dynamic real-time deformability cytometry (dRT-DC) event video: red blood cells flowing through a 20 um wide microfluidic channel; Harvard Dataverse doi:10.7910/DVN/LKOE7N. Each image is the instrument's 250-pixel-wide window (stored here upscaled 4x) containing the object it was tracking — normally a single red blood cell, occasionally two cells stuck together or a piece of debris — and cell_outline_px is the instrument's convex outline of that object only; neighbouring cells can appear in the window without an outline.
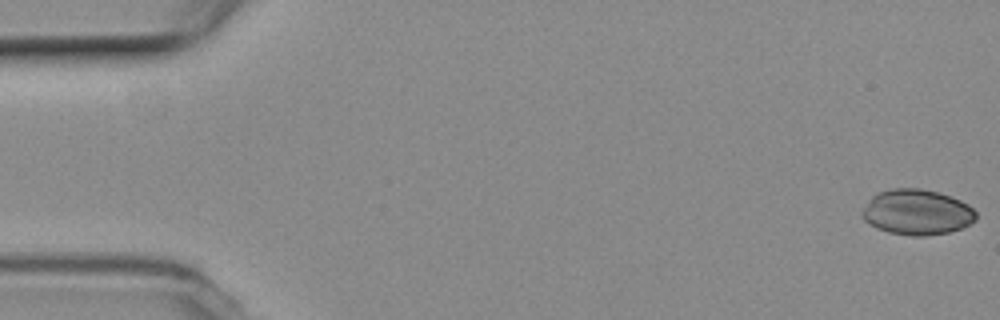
{"species": "common noctule bat (a hibernating species)", "species_latin": "Nyctalus noctula", "temperature_condition": "room temperature", "stored_images_in_passage": 54, "camera_frame_rate_fps": 3000, "um_per_image_px": 0.085, "animal": {"sex": "female", "body_mass_g": 19.3, "forearm_length_mm": 54.1}, "frame": {"image": 1, "passage_image": 1, "time_ms": 0.0, "image_size_px": [1000, 320], "cell_outline_px": [[976, 220], [960, 228], [948, 232], [924, 236], [912, 236], [888, 232], [876, 228], [868, 224], [860, 216], [860, 212], [868, 200], [876, 192], [892, 188], [920, 188], [936, 192], [960, 200], [968, 204], [976, 212]], "centroid_in_image_um": [77.88, 18.03], "position_along_channel_um": 7.1, "area_um2": 30.29}}
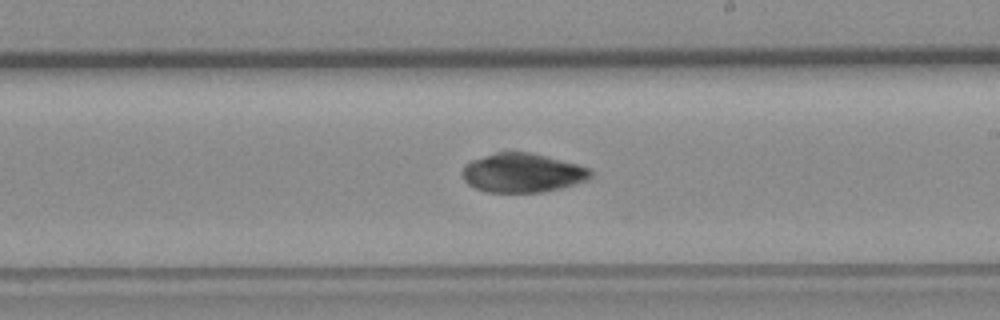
{"frame": {"image": 2, "passage_image": 31, "time_ms": 10.0, "image_size_px": [1000, 320], "cell_outline_px": [[592, 176], [588, 180], [560, 188], [544, 192], [488, 192], [476, 188], [468, 184], [464, 180], [460, 172], [464, 164], [472, 160], [496, 152], [532, 152], [592, 168]], "centroid_in_image_um": [44.41, 14.69], "position_along_channel_um": 244.6, "area_um2": 29.42}}
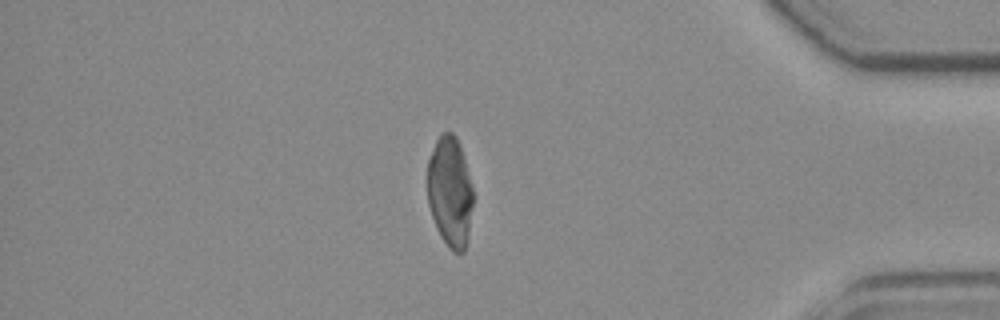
{"frame": {"image": 3, "passage_image": 46, "time_ms": 15.0, "image_size_px": [1000, 320], "cell_outline_px": [[472, 204], [468, 232], [464, 252], [452, 252], [448, 248], [440, 236], [436, 228], [428, 204], [428, 160], [436, 140], [444, 132], [452, 132], [456, 136], [460, 144], [464, 156], [472, 188]], "centroid_in_image_um": [38.24, 16.3], "position_along_channel_um": 397.0, "area_um2": 29.19}}